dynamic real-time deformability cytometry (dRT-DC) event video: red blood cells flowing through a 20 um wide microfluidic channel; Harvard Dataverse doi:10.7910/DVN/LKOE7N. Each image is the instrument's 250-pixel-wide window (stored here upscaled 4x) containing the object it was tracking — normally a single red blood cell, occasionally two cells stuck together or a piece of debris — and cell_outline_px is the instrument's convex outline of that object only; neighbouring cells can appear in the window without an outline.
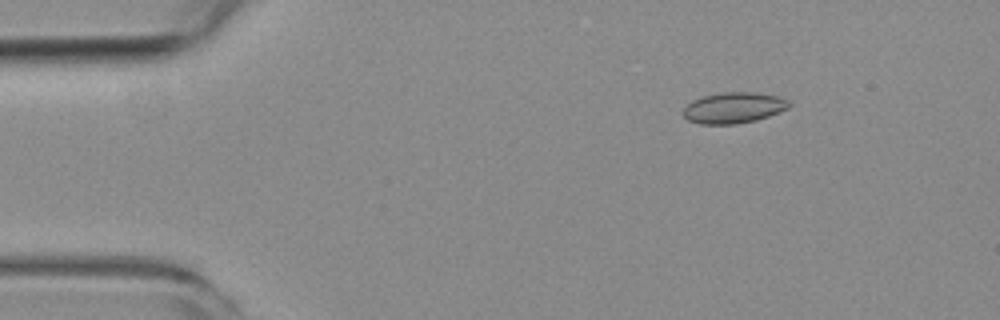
{"species": "common noctule bat (a hibernating species)", "species_latin": "Nyctalus noctula", "temperature_condition": "room temperature", "stored_images_in_passage": 4, "camera_frame_rate_fps": 3000, "um_per_image_px": 0.085, "animal": {"sex": "female", "body_mass_g": 19.3, "forearm_length_mm": 54.1}, "frame": {"image": 1, "passage_image": 2, "time_ms": 2.0, "image_size_px": [1000, 320], "cell_outline_px": [[792, 104], [788, 108], [768, 116], [756, 120], [736, 124], [700, 124], [688, 120], [684, 116], [684, 108], [692, 100], [704, 96], [720, 92], [756, 92], [780, 96], [788, 100]], "centroid_in_image_um": [62.39, 9.15], "position_along_channel_um": 22.6, "area_um2": 19.13}}